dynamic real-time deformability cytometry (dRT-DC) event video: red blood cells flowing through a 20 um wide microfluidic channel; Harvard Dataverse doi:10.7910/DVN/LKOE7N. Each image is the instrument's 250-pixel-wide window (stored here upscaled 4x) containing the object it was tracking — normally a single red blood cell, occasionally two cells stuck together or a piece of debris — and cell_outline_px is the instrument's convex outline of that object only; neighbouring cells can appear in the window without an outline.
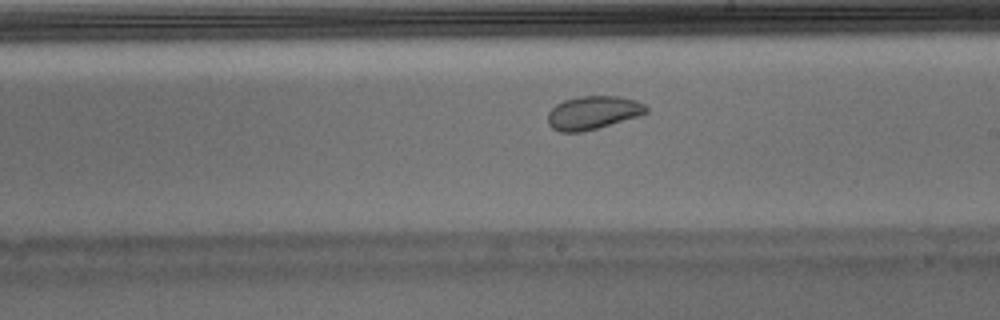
{"species": "Egyptian fruit bat (a non-hibernating species)", "species_latin": "Rousettus aegyptiacus", "temperature_condition": "warm", "stored_images_in_passage": 37, "camera_frame_rate_fps": 3000, "um_per_image_px": 0.085, "animal": {"sex": "male"}, "frame": {"image": 1, "passage_image": 22, "time_ms": 7.0, "image_size_px": [1000, 320], "cell_outline_px": [[648, 112], [636, 116], [584, 132], [560, 132], [552, 128], [548, 124], [548, 112], [556, 104], [564, 100], [580, 96], [620, 96], [636, 100], [644, 104], [648, 108]], "centroid_in_image_um": [50.38, 9.57], "position_along_channel_um": 238.6, "area_um2": 19.02}}